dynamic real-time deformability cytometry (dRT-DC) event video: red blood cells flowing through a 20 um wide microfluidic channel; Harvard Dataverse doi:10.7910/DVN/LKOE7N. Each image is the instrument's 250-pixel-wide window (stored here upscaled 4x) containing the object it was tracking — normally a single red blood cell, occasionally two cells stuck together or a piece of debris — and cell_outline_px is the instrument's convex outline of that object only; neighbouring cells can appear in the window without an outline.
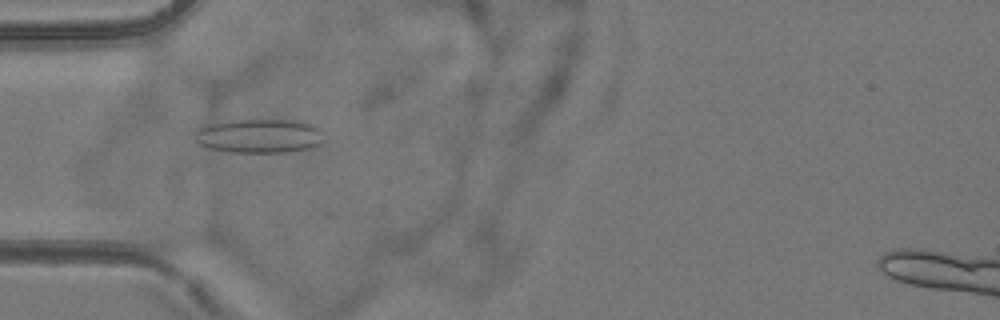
{"species": "common noctule bat (a hibernating species)", "species_latin": "Nyctalus noctula", "temperature_condition": "room temperature", "stored_images_in_passage": 4, "camera_frame_rate_fps": 3000, "um_per_image_px": 0.085, "animal": {"sex": "female", "body_mass_g": 24.6, "forearm_length_mm": 56.2}, "frame": {"image": 1, "passage_image": 3, "time_ms": 2.333, "image_size_px": [1000, 320], "cell_outline_px": [[320, 144], [308, 148], [284, 152], [232, 152], [208, 148], [200, 144], [196, 140], [196, 128], [204, 124], [232, 120], [300, 120], [312, 124], [320, 128]], "centroid_in_image_um": [21.98, 11.54], "position_along_channel_um": 63.0, "area_um2": 25.55}}